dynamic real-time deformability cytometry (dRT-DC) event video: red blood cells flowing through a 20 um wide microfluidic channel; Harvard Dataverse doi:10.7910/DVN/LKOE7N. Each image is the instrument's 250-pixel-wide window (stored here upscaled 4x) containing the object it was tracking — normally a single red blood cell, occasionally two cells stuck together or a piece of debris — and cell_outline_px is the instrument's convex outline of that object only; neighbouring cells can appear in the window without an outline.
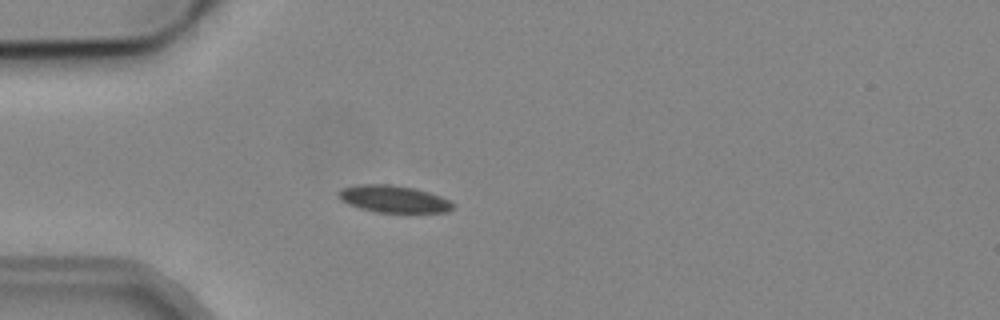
{"species": "common noctule bat (a hibernating species)", "species_latin": "Nyctalus noctula", "temperature_condition": "cold", "stored_images_in_passage": 3, "camera_frame_rate_fps": 3000, "um_per_image_px": 0.085, "animal": {"sex": "male", "body_mass_g": 19.2, "forearm_length_mm": 51.8}, "frame": {"image": 1, "passage_image": 3, "time_ms": 3.333, "image_size_px": [1000, 320], "cell_outline_px": [[452, 208], [444, 212], [376, 212], [360, 208], [348, 204], [340, 200], [340, 192], [344, 188], [360, 184], [392, 184], [416, 188], [440, 196], [448, 200], [452, 204]], "centroid_in_image_um": [33.44, 16.9], "position_along_channel_um": 51.6, "area_um2": 17.74}}